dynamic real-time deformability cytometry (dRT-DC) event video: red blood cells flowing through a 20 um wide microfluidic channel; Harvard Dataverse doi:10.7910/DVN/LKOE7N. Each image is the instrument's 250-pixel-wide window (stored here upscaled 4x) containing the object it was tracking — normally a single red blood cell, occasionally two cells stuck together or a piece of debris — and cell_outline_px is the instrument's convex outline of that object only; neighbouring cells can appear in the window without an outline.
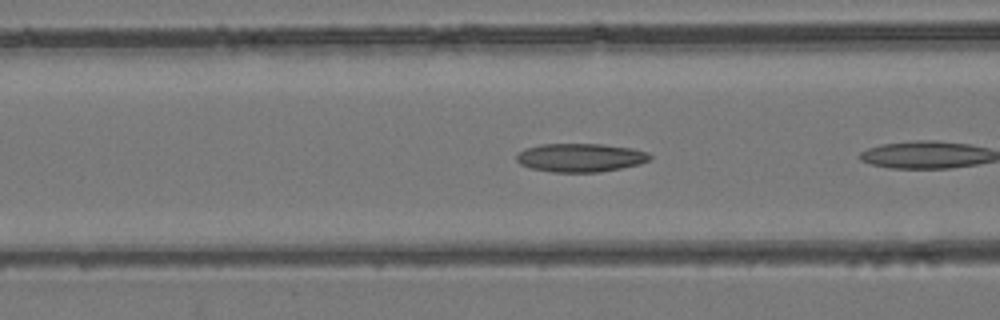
{"species": "common noctule bat (a hibernating species)", "species_latin": "Nyctalus noctula", "temperature_condition": "room temperature", "stored_images_in_passage": 5, "camera_frame_rate_fps": 3000, "um_per_image_px": 0.085, "animal": {"sex": "female", "body_mass_g": 24.6, "forearm_length_mm": 56.2}, "frame": {"image": 1, "passage_image": 4, "time_ms": 1.0, "image_size_px": [1000, 320], "cell_outline_px": [[652, 160], [640, 164], [600, 172], [552, 172], [528, 168], [520, 164], [516, 160], [516, 156], [524, 148], [540, 144], [604, 144], [632, 148], [648, 152], [652, 156]], "centroid_in_image_um": [49.34, 13.4], "position_along_channel_um": 117.3, "area_um2": 22.43}}